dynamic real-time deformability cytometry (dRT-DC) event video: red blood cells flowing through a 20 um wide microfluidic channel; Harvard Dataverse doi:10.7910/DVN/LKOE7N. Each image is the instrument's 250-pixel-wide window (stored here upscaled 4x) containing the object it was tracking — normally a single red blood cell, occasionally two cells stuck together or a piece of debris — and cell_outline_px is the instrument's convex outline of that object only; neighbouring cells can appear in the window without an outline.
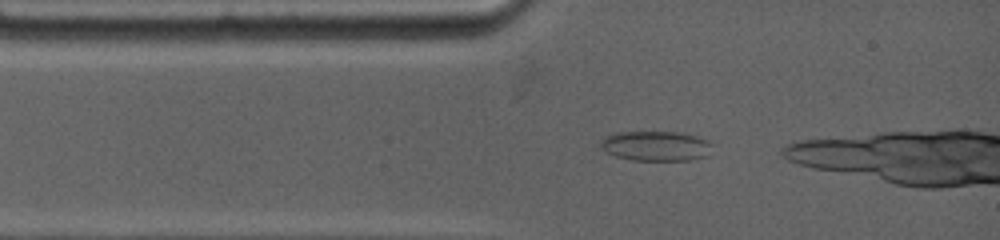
{"species": "common noctule bat (a hibernating species)", "species_latin": "Nyctalus noctula", "temperature_condition": "warm", "stored_images_in_passage": 7, "camera_frame_rate_fps": 4500, "um_per_image_px": 0.085, "animal": {"sex": "female", "body_mass_g": 19.0, "forearm_length_mm": 53.3}, "frame": {"image": 1, "passage_image": 2, "time_ms": 0.444, "image_size_px": [1000, 240], "cell_outline_px": [[712, 156], [692, 160], [632, 160], [616, 156], [600, 148], [600, 140], [604, 136], [616, 132], [684, 132], [708, 140], [712, 144]], "centroid_in_image_um": [55.81, 12.41], "position_along_channel_um": 29.2, "area_um2": 19.88}}